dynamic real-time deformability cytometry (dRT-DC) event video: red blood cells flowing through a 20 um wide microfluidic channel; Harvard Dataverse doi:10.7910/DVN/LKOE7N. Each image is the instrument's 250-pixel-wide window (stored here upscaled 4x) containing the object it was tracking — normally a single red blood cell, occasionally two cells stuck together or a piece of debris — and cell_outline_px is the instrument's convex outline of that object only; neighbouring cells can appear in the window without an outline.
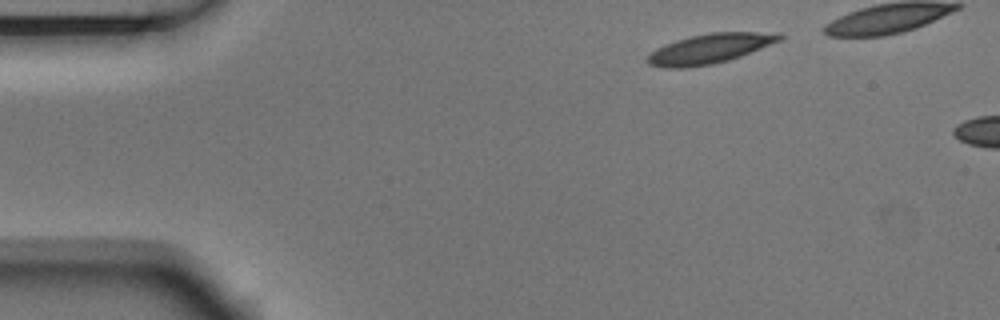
{"species": "Egyptian fruit bat (a non-hibernating species)", "species_latin": "Rousettus aegyptiacus", "temperature_condition": "room temperature", "stored_images_in_passage": 3, "camera_frame_rate_fps": 3000, "um_per_image_px": 0.085, "animal": {"sex": "male"}, "frame": {"image": 1, "passage_image": 1, "time_ms": 0.0, "image_size_px": [1000, 320], "cell_outline_px": [[784, 36], [780, 40], [740, 56], [728, 60], [712, 64], [684, 68], [664, 68], [648, 64], [644, 60], [652, 52], [676, 40], [692, 36], [712, 32], [780, 32]], "centroid_in_image_um": [60.34, 4.13], "position_along_channel_um": 24.7, "area_um2": 22.54}}